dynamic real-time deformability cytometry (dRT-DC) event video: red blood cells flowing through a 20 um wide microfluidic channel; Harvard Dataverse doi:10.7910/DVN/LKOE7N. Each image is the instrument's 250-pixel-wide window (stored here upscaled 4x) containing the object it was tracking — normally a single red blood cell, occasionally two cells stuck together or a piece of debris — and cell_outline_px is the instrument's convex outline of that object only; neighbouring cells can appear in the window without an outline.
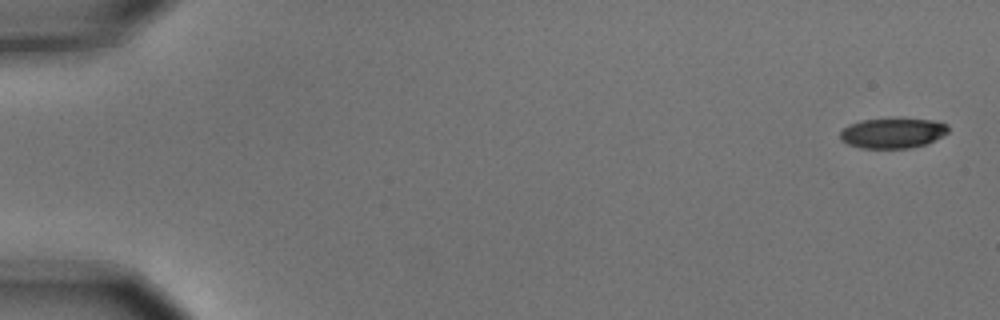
{"species": "common noctule bat (a hibernating species)", "species_latin": "Nyctalus noctula", "temperature_condition": "cold", "stored_images_in_passage": 7, "camera_frame_rate_fps": 3000, "um_per_image_px": 0.085, "animal": {"sex": "male", "body_mass_g": 15.6}, "frame": {"image": 1, "passage_image": 1, "time_ms": 0.0, "image_size_px": [1000, 320], "cell_outline_px": [[948, 132], [924, 144], [912, 148], [860, 148], [848, 144], [840, 140], [840, 132], [848, 124], [860, 120], [932, 120], [948, 124]], "centroid_in_image_um": [75.82, 11.33], "position_along_channel_um": 9.2, "area_um2": 18.55}}
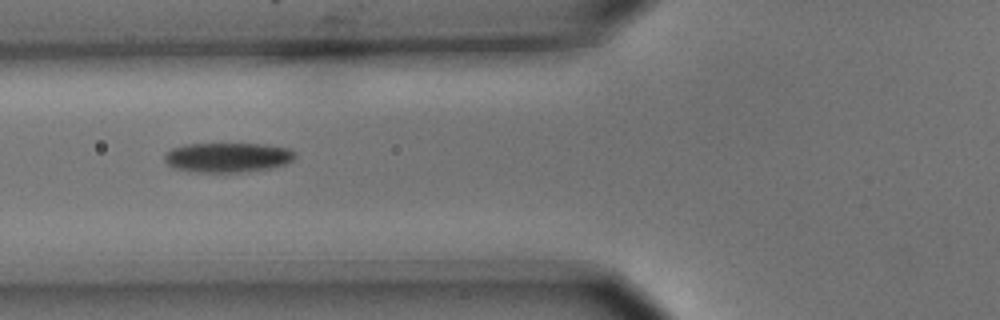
{"frame": {"image": 2, "passage_image": 6, "time_ms": 1.667, "image_size_px": [1000, 320], "cell_outline_px": [[296, 156], [292, 160], [284, 164], [268, 168], [240, 172], [196, 172], [172, 168], [164, 160], [164, 152], [172, 148], [184, 144], [264, 144], [288, 148], [296, 152]], "centroid_in_image_um": [19.3, 13.37], "position_along_channel_um": 106.5, "area_um2": 22.6}}
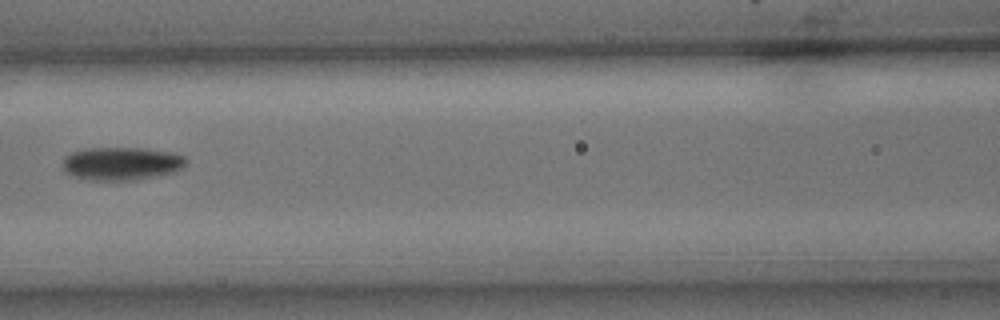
{"frame": {"image": 3, "passage_image": 7, "time_ms": 2.0, "image_size_px": [1000, 320], "cell_outline_px": [[188, 160], [180, 168], [172, 172], [156, 176], [132, 180], [88, 180], [64, 172], [64, 156], [72, 152], [84, 148], [140, 148], [172, 152], [184, 156]], "centroid_in_image_um": [10.31, 13.89], "position_along_channel_um": 156.3, "area_um2": 23.64}}